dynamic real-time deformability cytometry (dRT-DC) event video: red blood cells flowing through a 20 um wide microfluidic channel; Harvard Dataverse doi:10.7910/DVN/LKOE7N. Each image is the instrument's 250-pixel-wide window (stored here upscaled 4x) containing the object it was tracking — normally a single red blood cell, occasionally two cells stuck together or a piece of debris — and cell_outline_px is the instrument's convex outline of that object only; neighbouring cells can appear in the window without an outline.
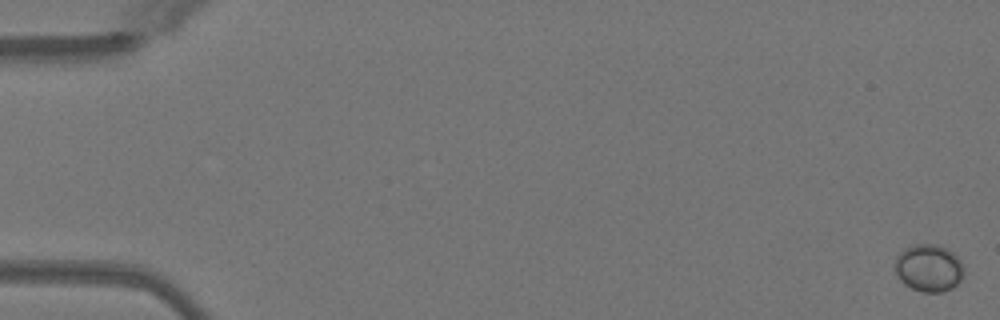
{"species": "Egyptian fruit bat (a non-hibernating species)", "species_latin": "Rousettus aegyptiacus", "temperature_condition": "warm", "stored_images_in_passage": 53, "segment_of_instrument_passage": [1, 2], "camera_frame_rate_fps": 3000, "um_per_image_px": 0.085, "animal": {"sex": "female"}, "frame": {"image": 1, "passage_image": 1, "time_ms": 0.0, "image_size_px": [1000, 320], "cell_outline_px": [[964, 276], [952, 288], [944, 292], [920, 292], [904, 284], [900, 280], [896, 272], [896, 256], [904, 248], [916, 244], [940, 244], [952, 252], [960, 260], [964, 268]], "centroid_in_image_um": [78.96, 22.78], "position_along_channel_um": 6.0, "area_um2": 19.13}}
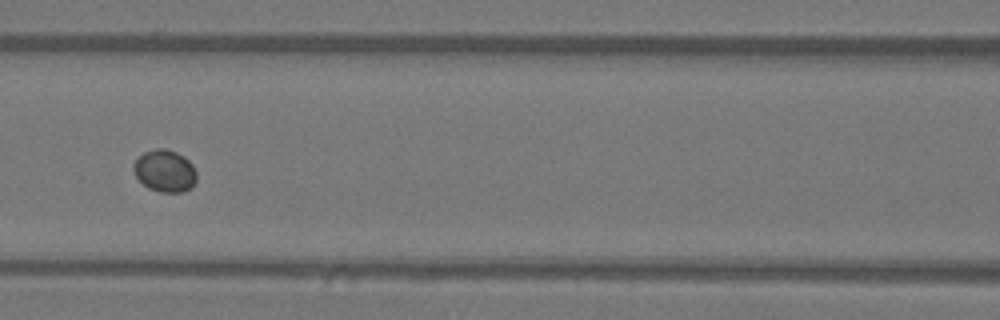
{"frame": {"image": 2, "passage_image": 24, "time_ms": 7.667, "image_size_px": [1000, 320], "cell_outline_px": [[196, 180], [184, 192], [160, 192], [148, 188], [136, 176], [132, 168], [132, 164], [144, 152], [156, 148], [164, 148], [176, 152], [184, 156], [192, 164], [196, 172]], "centroid_in_image_um": [13.99, 14.51], "position_along_channel_um": 152.6, "area_um2": 15.37}}
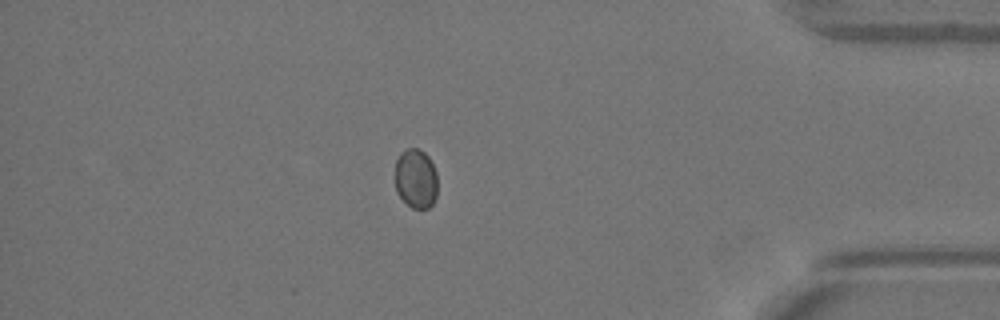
{"frame": {"image": 3, "passage_image": 45, "time_ms": 14.667, "image_size_px": [1000, 320], "cell_outline_px": [[436, 196], [432, 204], [428, 208], [412, 208], [396, 192], [396, 160], [400, 152], [408, 148], [420, 148], [428, 156], [436, 172]], "centroid_in_image_um": [35.34, 15.16], "position_along_channel_um": 399.9, "area_um2": 14.62}}